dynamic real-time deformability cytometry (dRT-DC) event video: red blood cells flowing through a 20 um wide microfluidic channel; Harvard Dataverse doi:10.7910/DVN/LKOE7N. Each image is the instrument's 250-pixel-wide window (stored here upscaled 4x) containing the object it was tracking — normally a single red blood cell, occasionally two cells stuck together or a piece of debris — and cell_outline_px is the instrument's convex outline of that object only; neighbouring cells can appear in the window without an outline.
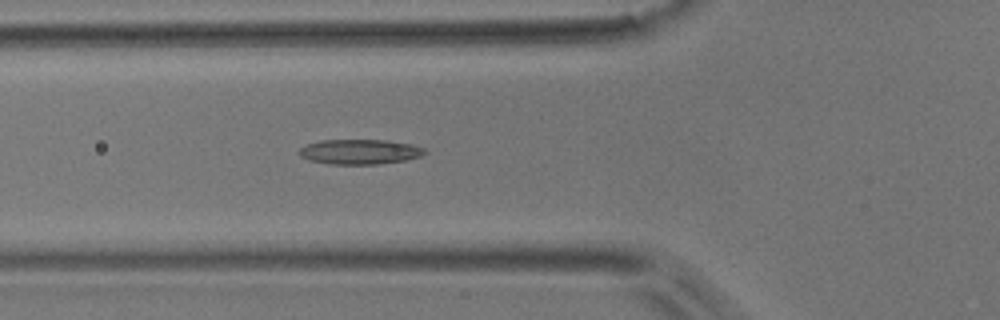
{"species": "common noctule bat (a hibernating species)", "species_latin": "Nyctalus noctula", "temperature_condition": "room temperature", "stored_images_in_passage": 6, "camera_frame_rate_fps": 3000, "um_per_image_px": 0.085, "animal": {"sex": "male", "body_mass_g": 17.9}, "frame": {"image": 1, "passage_image": 6, "time_ms": 5.667, "image_size_px": [1000, 320], "cell_outline_px": [[428, 152], [420, 156], [408, 160], [380, 164], [328, 164], [308, 160], [300, 156], [296, 152], [300, 148], [308, 144], [320, 140], [388, 140], [412, 144], [424, 148]], "centroid_in_image_um": [30.58, 12.9], "position_along_channel_um": 95.2, "area_um2": 18.5}}